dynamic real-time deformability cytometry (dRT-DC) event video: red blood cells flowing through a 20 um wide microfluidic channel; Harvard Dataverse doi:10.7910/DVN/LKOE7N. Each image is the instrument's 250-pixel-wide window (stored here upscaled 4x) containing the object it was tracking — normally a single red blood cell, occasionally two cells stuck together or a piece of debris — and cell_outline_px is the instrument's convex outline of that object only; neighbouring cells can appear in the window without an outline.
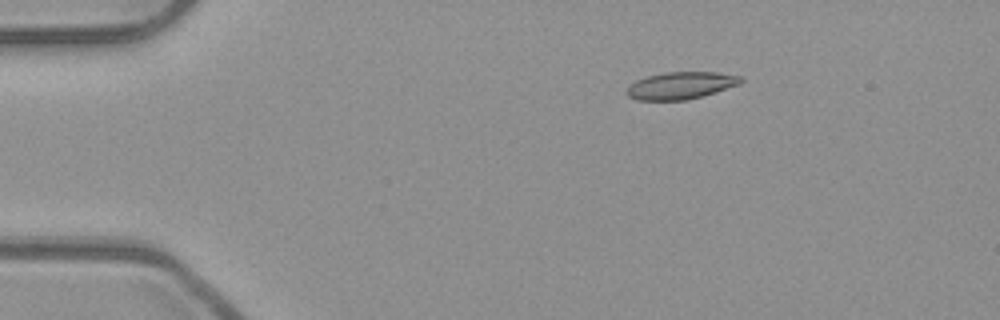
{"species": "common noctule bat (a hibernating species)", "species_latin": "Nyctalus noctula", "temperature_condition": "room temperature", "stored_images_in_passage": 16, "camera_frame_rate_fps": 3000, "um_per_image_px": 0.085, "animal": {"sex": "male", "body_mass_g": 23.1, "forearm_length_mm": 52.7}, "frame": {"image": 1, "passage_image": 1, "time_ms": 0.0, "image_size_px": [1000, 320], "cell_outline_px": [[744, 80], [740, 84], [716, 92], [688, 100], [636, 100], [628, 96], [624, 92], [636, 80], [648, 76], [664, 72], [716, 72], [740, 76]], "centroid_in_image_um": [57.87, 7.27], "position_along_channel_um": 27.1, "area_um2": 18.09}}
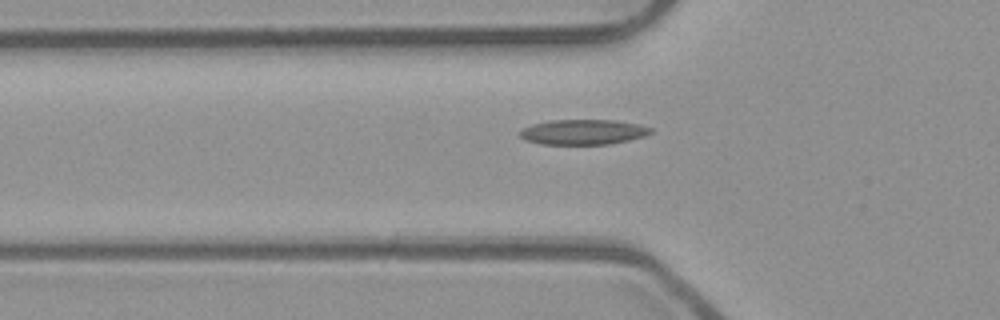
{"frame": {"image": 2, "passage_image": 10, "time_ms": 3.0, "image_size_px": [1000, 320], "cell_outline_px": [[652, 132], [644, 136], [628, 140], [608, 144], [540, 144], [524, 140], [516, 132], [532, 124], [548, 120], [616, 120], [640, 124], [652, 128]], "centroid_in_image_um": [49.54, 11.21], "position_along_channel_um": 76.3, "area_um2": 19.31}}